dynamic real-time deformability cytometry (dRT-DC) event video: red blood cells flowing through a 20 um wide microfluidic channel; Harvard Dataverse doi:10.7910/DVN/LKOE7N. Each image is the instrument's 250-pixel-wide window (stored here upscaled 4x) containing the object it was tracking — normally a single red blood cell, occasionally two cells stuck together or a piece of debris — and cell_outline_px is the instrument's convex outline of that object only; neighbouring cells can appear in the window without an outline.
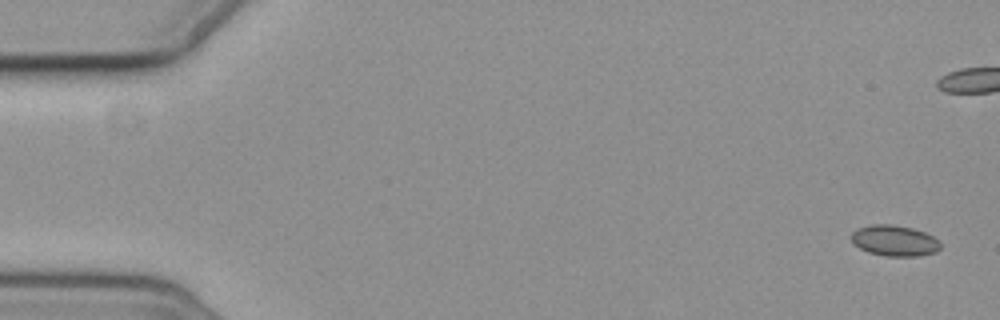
{"species": "common noctule bat (a hibernating species)", "species_latin": "Nyctalus noctula", "temperature_condition": "cold", "stored_images_in_passage": 6, "camera_frame_rate_fps": 3000, "um_per_image_px": 0.085, "animal": {"sex": "female", "body_mass_g": 19.3, "forearm_length_mm": 54.1}, "frame": {"image": 1, "passage_image": 1, "time_ms": 0.0, "image_size_px": [1000, 320], "cell_outline_px": [[940, 248], [936, 252], [916, 256], [888, 256], [868, 252], [860, 248], [852, 240], [852, 232], [856, 228], [872, 224], [892, 224], [912, 228], [924, 232], [932, 236], [940, 244]], "centroid_in_image_um": [76.02, 20.44], "position_along_channel_um": 9.0, "area_um2": 15.84}}
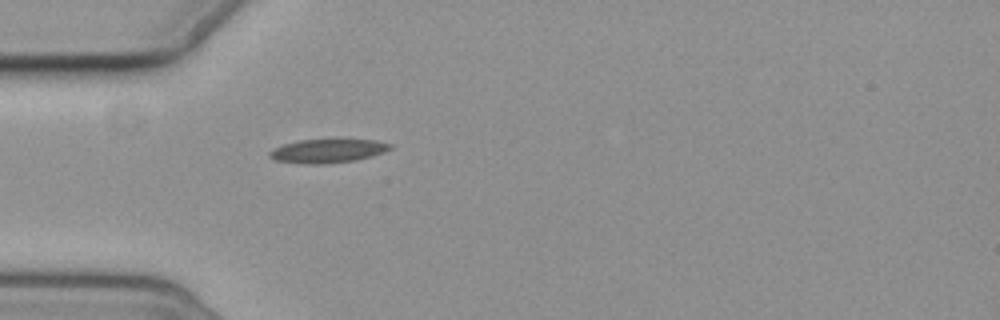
{"frame": {"image": 2, "passage_image": 6, "time_ms": 6.667, "image_size_px": [1000, 320], "cell_outline_px": [[392, 148], [384, 152], [372, 156], [356, 160], [324, 164], [304, 164], [276, 160], [268, 156], [268, 152], [284, 144], [300, 140], [340, 136], [376, 140], [392, 144]], "centroid_in_image_um": [27.93, 12.77], "position_along_channel_um": 57.1, "area_um2": 17.63}}